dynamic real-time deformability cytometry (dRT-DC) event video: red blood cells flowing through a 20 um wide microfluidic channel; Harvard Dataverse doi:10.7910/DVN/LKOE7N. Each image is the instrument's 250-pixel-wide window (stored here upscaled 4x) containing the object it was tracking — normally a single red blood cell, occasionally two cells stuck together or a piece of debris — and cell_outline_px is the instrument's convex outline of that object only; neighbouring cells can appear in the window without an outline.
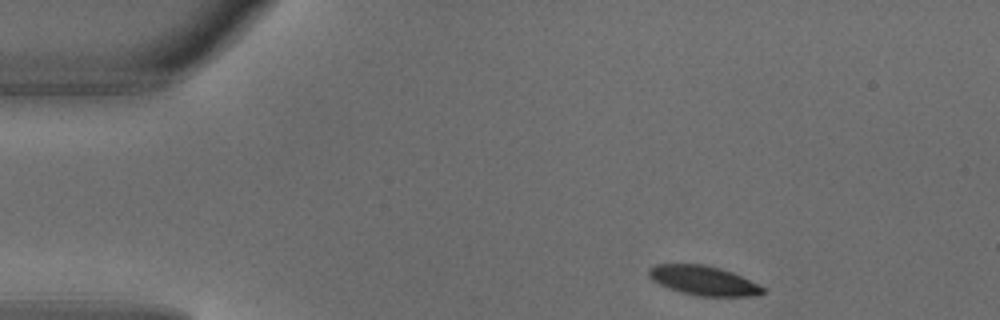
{"species": "common noctule bat (a hibernating species)", "species_latin": "Nyctalus noctula", "temperature_condition": "warm", "stored_images_in_passage": 3, "camera_frame_rate_fps": 3000, "um_per_image_px": 0.085, "animal": {"sex": "male", "body_mass_g": 18.8}, "frame": {"image": 1, "passage_image": 1, "time_ms": 0.0, "image_size_px": [1000, 320], "cell_outline_px": [[764, 292], [756, 296], [700, 296], [680, 292], [668, 288], [652, 280], [648, 276], [648, 268], [656, 264], [704, 264], [720, 268], [732, 272], [764, 288]], "centroid_in_image_um": [59.74, 23.84], "position_along_channel_um": 25.3, "area_um2": 19.42}}
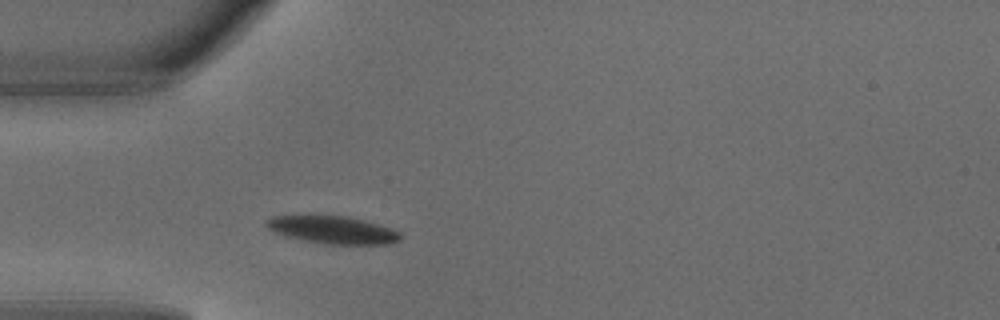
{"frame": {"image": 2, "passage_image": 3, "time_ms": 0.667, "image_size_px": [1000, 320], "cell_outline_px": [[400, 240], [388, 244], [324, 244], [304, 240], [272, 232], [264, 224], [264, 220], [272, 216], [308, 212], [348, 216], [364, 220], [392, 228], [400, 232]], "centroid_in_image_um": [28.17, 19.47], "position_along_channel_um": 56.8, "area_um2": 22.6}}